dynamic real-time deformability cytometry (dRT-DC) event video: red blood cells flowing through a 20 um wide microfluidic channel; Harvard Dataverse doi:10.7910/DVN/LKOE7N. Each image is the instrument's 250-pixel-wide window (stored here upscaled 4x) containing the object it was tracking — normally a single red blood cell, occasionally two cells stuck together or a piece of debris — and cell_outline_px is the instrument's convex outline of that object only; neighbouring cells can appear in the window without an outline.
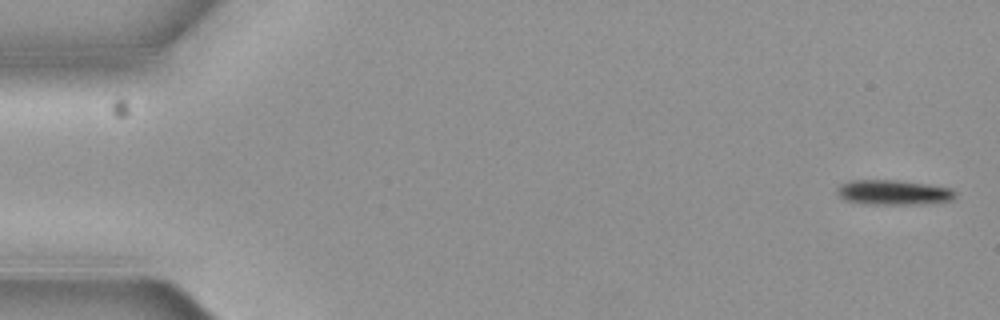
{"species": "common noctule bat (a hibernating species)", "species_latin": "Nyctalus noctula", "temperature_condition": "cold", "stored_images_in_passage": 6, "camera_frame_rate_fps": 3000, "um_per_image_px": 0.085, "animal": {"sex": "female", "body_mass_g": 19.3, "forearm_length_mm": 54.1}, "frame": {"image": 1, "passage_image": 1, "time_ms": 0.0, "image_size_px": [1000, 320], "cell_outline_px": [[952, 200], [920, 204], [864, 204], [844, 200], [836, 192], [836, 188], [840, 184], [848, 180], [896, 180], [924, 184], [948, 188], [952, 192]], "centroid_in_image_um": [75.8, 16.35], "position_along_channel_um": 9.2, "area_um2": 16.88}}
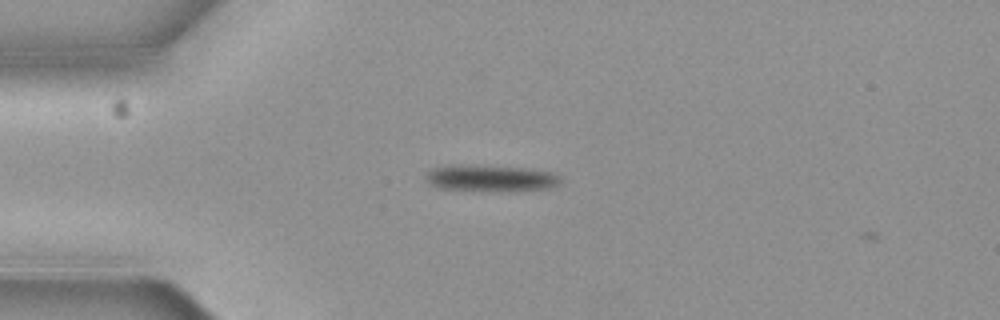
{"frame": {"image": 2, "passage_image": 5, "time_ms": 1.333, "image_size_px": [1000, 320], "cell_outline_px": [[560, 184], [552, 188], [516, 192], [512, 192], [440, 188], [428, 184], [424, 176], [432, 168], [452, 164], [464, 164], [524, 168], [552, 172], [560, 180]], "centroid_in_image_um": [41.69, 15.15], "position_along_channel_um": 43.3, "area_um2": 21.21}}